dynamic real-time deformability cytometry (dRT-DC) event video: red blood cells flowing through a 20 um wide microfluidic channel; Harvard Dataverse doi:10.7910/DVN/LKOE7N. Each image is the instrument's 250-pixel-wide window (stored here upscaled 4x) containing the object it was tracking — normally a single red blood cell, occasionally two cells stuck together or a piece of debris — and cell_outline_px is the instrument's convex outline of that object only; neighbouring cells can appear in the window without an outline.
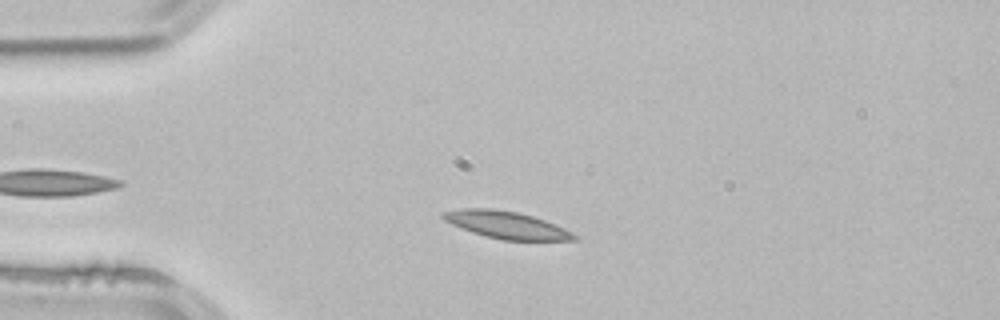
{"species": "common noctule bat (a hibernating species)", "species_latin": "Nyctalus noctula", "temperature_condition": "room temperature", "stored_images_in_passage": 1, "camera_frame_rate_fps": 3000, "um_per_image_px": 0.085, "animal": {"sex": "male", "body_mass_g": 21.5, "forearm_length_mm": 52.0}, "frame": {"image": 1, "passage_image": 1, "time_ms": 0.0, "image_size_px": [1000, 320], "cell_outline_px": [[580, 240], [504, 240], [484, 236], [472, 232], [452, 224], [444, 220], [440, 216], [440, 212], [464, 208], [492, 208], [520, 212], [544, 220], [564, 228], [580, 236]], "centroid_in_image_um": [43.05, 19.11], "position_along_channel_um": 41.9, "area_um2": 20.92}}